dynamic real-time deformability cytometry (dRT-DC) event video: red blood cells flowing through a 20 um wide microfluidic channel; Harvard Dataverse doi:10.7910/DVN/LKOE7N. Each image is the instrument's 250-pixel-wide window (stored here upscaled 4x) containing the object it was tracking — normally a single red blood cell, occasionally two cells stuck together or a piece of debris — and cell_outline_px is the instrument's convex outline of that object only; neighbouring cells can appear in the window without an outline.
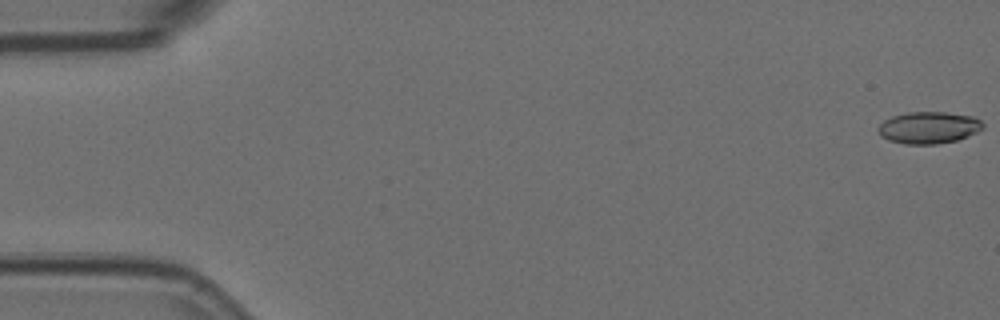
{"species": "Egyptian fruit bat (a non-hibernating species)", "species_latin": "Rousettus aegyptiacus", "temperature_condition": "room temperature", "stored_images_in_passage": 57, "camera_frame_rate_fps": 3000, "um_per_image_px": 0.085, "animal": {"sex": "female"}, "frame": {"image": 1, "passage_image": 1, "time_ms": 0.0, "image_size_px": [1000, 320], "cell_outline_px": [[984, 128], [968, 136], [956, 140], [936, 144], [904, 144], [888, 140], [880, 136], [876, 128], [884, 120], [892, 116], [908, 112], [948, 112], [972, 116], [980, 120], [984, 124]], "centroid_in_image_um": [78.92, 10.84], "position_along_channel_um": 6.1, "area_um2": 19.59}}
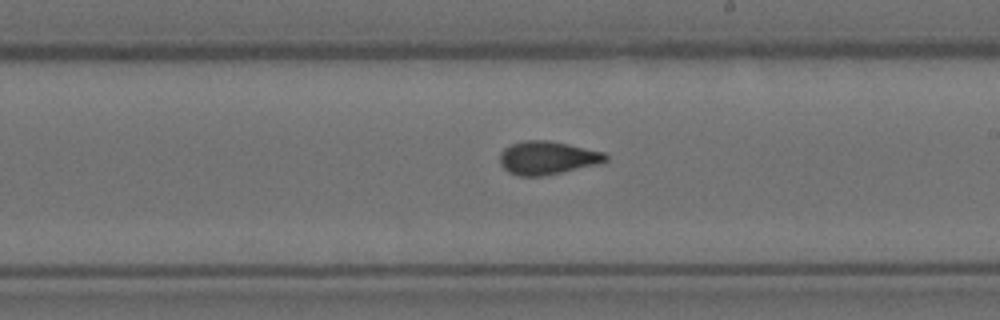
{"frame": {"image": 2, "passage_image": 33, "time_ms": 10.667, "image_size_px": [1000, 320], "cell_outline_px": [[608, 160], [600, 164], [544, 176], [520, 176], [508, 172], [500, 164], [500, 152], [504, 148], [512, 144], [524, 140], [548, 140], [568, 144], [604, 152], [608, 156]], "centroid_in_image_um": [46.54, 13.42], "position_along_channel_um": 242.5, "area_um2": 20.63}}
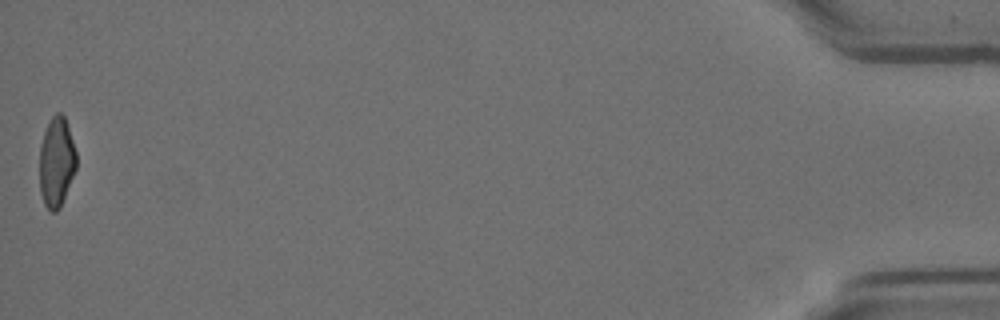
{"frame": {"image": 3, "passage_image": 57, "time_ms": 18.667, "image_size_px": [1000, 320], "cell_outline_px": [[76, 168], [60, 208], [56, 212], [52, 212], [44, 204], [40, 192], [40, 144], [44, 132], [52, 116], [56, 112], [60, 112], [64, 116], [76, 152]], "centroid_in_image_um": [4.79, 13.79], "position_along_channel_um": 430.4, "area_um2": 19.07}, "authors_computed_cell_mechanics": {"area_um2": 19.941, "velocity_mm_per_s": 3.6002, "shape_relaxation_time_tau1_ms": 10.5788, "shape_relaxation_time_tau2_ms": 1.3821, "deformation_change_tau1": 0.2256, "deformation_change_tau2": 0.0785}}